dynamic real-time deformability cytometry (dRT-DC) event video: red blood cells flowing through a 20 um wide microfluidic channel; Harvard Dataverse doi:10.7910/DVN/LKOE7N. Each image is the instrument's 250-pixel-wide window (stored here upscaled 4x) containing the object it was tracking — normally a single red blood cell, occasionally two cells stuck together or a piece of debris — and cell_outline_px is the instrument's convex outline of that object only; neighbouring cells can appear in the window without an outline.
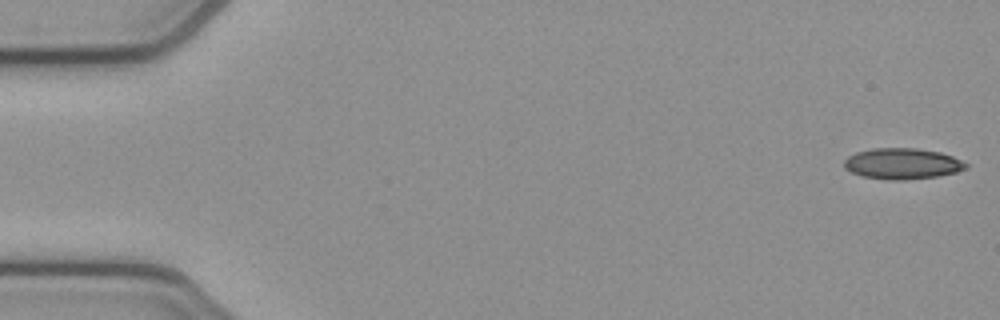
{"species": "common noctule bat (a hibernating species)", "species_latin": "Nyctalus noctula", "temperature_condition": "cold", "stored_images_in_passage": 4, "camera_frame_rate_fps": 3000, "um_per_image_px": 0.085, "animal": {"sex": "female", "body_mass_g": 21.9}, "frame": {"image": 1, "passage_image": 1, "time_ms": 0.0, "image_size_px": [1000, 320], "cell_outline_px": [[968, 168], [956, 172], [936, 176], [904, 180], [892, 180], [864, 176], [852, 172], [844, 168], [844, 160], [848, 156], [856, 152], [872, 148], [916, 148], [940, 152], [952, 156], [968, 164]], "centroid_in_image_um": [76.69, 13.9], "position_along_channel_um": 8.3, "area_um2": 21.85}}
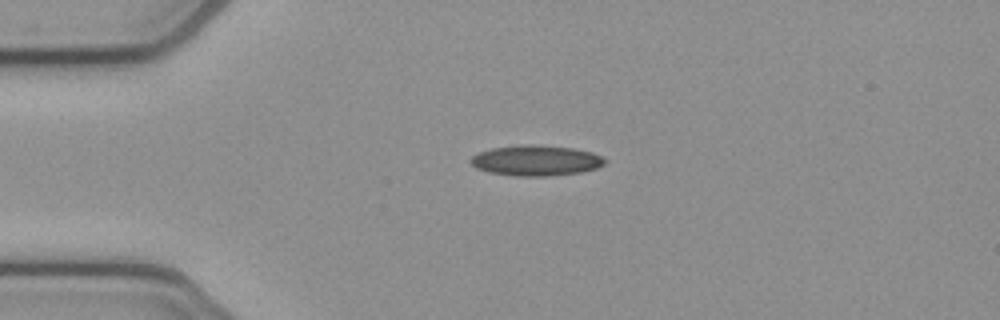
{"frame": {"image": 2, "passage_image": 4, "time_ms": 1.0, "image_size_px": [1000, 320], "cell_outline_px": [[608, 160], [604, 164], [596, 168], [584, 172], [548, 176], [516, 176], [488, 172], [476, 168], [468, 160], [472, 156], [480, 152], [492, 148], [528, 144], [572, 148], [592, 152]], "centroid_in_image_um": [45.56, 13.65], "position_along_channel_um": 39.4, "area_um2": 23.81}}